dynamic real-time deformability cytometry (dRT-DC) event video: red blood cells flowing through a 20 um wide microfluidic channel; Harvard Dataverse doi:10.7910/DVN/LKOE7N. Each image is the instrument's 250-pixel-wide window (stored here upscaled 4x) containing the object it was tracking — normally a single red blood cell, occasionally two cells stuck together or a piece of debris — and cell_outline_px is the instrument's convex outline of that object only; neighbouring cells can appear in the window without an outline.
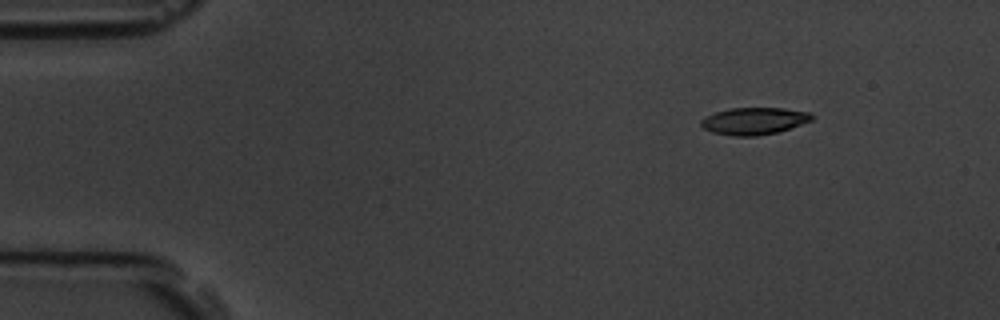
{"species": "common noctule bat (a hibernating species)", "species_latin": "Nyctalus noctula", "temperature_condition": "room temperature", "stored_images_in_passage": 8, "camera_frame_rate_fps": 3000, "um_per_image_px": 0.085, "animal": {"sex": "male", "body_mass_g": 19.5, "forearm_length_mm": 54.6}, "frame": {"image": 1, "passage_image": 1, "time_ms": 0.0, "image_size_px": [1000, 320], "cell_outline_px": [[812, 120], [776, 132], [756, 136], [732, 136], [712, 132], [704, 128], [700, 124], [700, 120], [704, 116], [728, 108], [784, 108], [808, 112], [812, 116]], "centroid_in_image_um": [64.03, 10.28], "position_along_channel_um": 21.0, "area_um2": 17.34}}
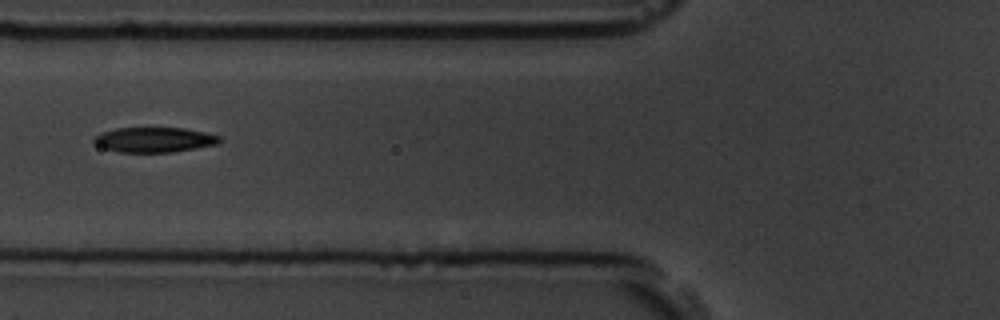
{"frame": {"image": 2, "passage_image": 5, "time_ms": 4.667, "image_size_px": [1000, 320], "cell_outline_px": [[220, 144], [172, 152], [116, 152], [92, 144], [92, 140], [100, 132], [116, 128], [184, 128], [204, 132], [220, 136]], "centroid_in_image_um": [13.08, 11.88], "position_along_channel_um": 112.7, "area_um2": 18.44}}
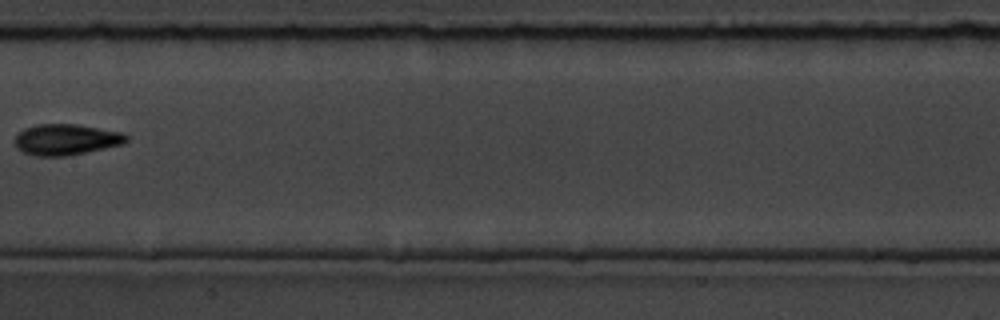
{"frame": {"image": 3, "passage_image": 7, "time_ms": 7.0, "image_size_px": [1000, 320], "cell_outline_px": [[128, 140], [124, 144], [68, 156], [36, 156], [24, 152], [16, 148], [16, 136], [24, 128], [36, 124], [76, 124], [124, 132], [128, 136]], "centroid_in_image_um": [5.66, 11.86], "position_along_channel_um": 201.7, "area_um2": 20.23}}